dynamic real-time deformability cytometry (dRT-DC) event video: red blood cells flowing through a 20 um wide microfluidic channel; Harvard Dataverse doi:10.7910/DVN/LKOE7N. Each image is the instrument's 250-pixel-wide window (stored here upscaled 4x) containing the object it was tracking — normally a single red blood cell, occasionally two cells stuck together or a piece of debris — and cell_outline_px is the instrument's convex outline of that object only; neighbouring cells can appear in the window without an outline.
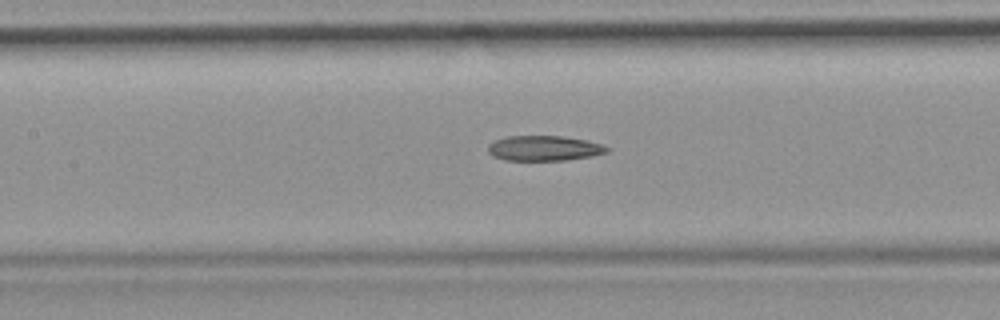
{"species": "common noctule bat (a hibernating species)", "species_latin": "Nyctalus noctula", "temperature_condition": "room temperature", "stored_images_in_passage": 48, "camera_frame_rate_fps": 3000, "um_per_image_px": 0.085, "animal": {"sex": "female", "body_mass_g": 19.9}, "frame": {"image": 1, "passage_image": 21, "time_ms": 6.667, "image_size_px": [1000, 320], "cell_outline_px": [[612, 148], [608, 152], [592, 156], [568, 160], [504, 160], [492, 156], [488, 152], [488, 144], [496, 140], [508, 136], [560, 136], [588, 140], [604, 144]], "centroid_in_image_um": [46.3, 12.6], "position_along_channel_um": 161.1, "area_um2": 17.63}}